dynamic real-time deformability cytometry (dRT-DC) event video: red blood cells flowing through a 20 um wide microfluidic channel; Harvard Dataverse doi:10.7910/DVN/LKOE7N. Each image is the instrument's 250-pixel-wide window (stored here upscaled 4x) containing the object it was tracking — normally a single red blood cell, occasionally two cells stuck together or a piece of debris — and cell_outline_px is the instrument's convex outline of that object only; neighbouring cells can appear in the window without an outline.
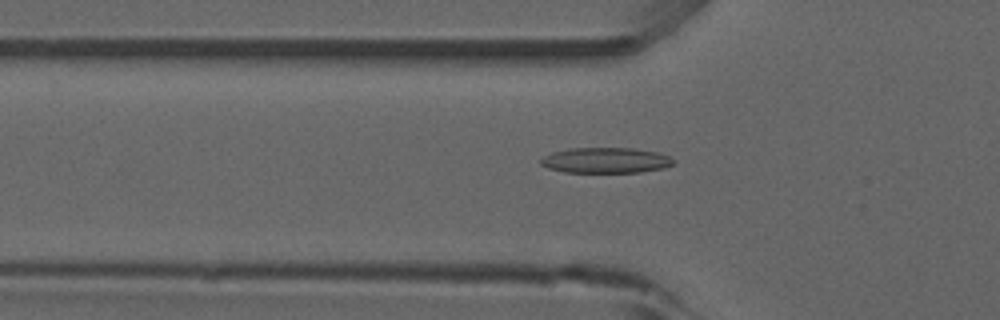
{"species": "common noctule bat (a hibernating species)", "species_latin": "Nyctalus noctula", "temperature_condition": "room temperature", "stored_images_in_passage": 52, "camera_frame_rate_fps": 3000, "um_per_image_px": 0.085, "animal": {"sex": "male", "forearm_length_mm": 52.5}, "frame": {"image": 1, "passage_image": 17, "time_ms": 5.333, "image_size_px": [1000, 320], "cell_outline_px": [[676, 164], [664, 168], [640, 172], [564, 172], [548, 168], [540, 164], [540, 160], [544, 156], [552, 152], [572, 148], [632, 148], [656, 152], [668, 156], [676, 160]], "centroid_in_image_um": [51.51, 13.63], "position_along_channel_um": 74.3, "area_um2": 19.77}}
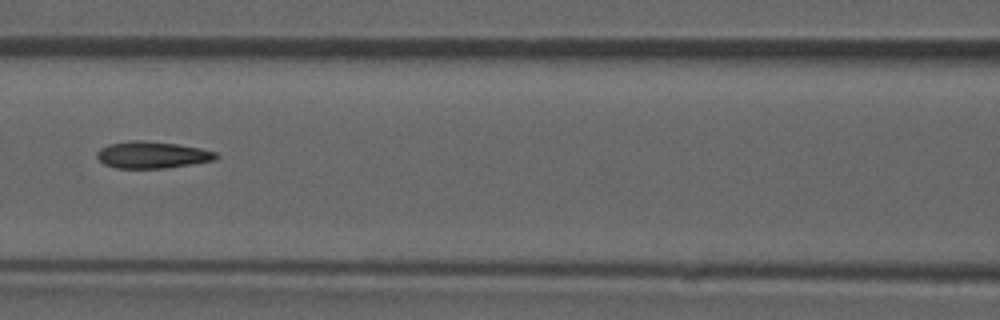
{"frame": {"image": 2, "passage_image": 23, "time_ms": 7.333, "image_size_px": [1000, 320], "cell_outline_px": [[220, 156], [216, 160], [164, 168], [116, 168], [104, 164], [96, 156], [96, 152], [100, 148], [108, 144], [128, 140], [144, 140], [176, 144], [200, 148], [216, 152]], "centroid_in_image_um": [12.92, 13.15], "position_along_channel_um": 153.7, "area_um2": 18.67}}
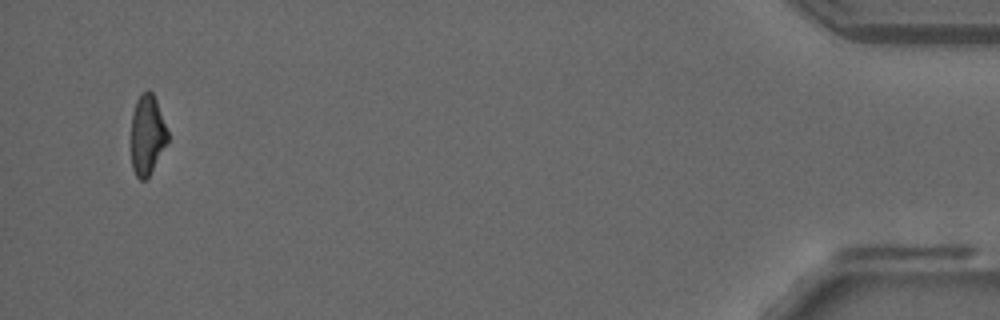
{"frame": {"image": 3, "passage_image": 50, "time_ms": 16.333, "image_size_px": [1000, 320], "cell_outline_px": [[168, 140], [148, 180], [140, 180], [136, 176], [132, 168], [132, 116], [136, 100], [140, 92], [148, 88], [152, 92], [156, 100], [168, 132]], "centroid_in_image_um": [12.51, 11.46], "position_along_channel_um": 422.7, "area_um2": 17.11}, "authors_computed_cell_mechanics": {"area_um2": 18.8717, "velocity_mm_per_s": 3.9302, "shape_relaxation_time_tau1_ms": null, "shape_relaxation_time_tau2_ms": 3.23, "deformation_change_tau1": null, "deformation_change_tau2": 0.1235}}